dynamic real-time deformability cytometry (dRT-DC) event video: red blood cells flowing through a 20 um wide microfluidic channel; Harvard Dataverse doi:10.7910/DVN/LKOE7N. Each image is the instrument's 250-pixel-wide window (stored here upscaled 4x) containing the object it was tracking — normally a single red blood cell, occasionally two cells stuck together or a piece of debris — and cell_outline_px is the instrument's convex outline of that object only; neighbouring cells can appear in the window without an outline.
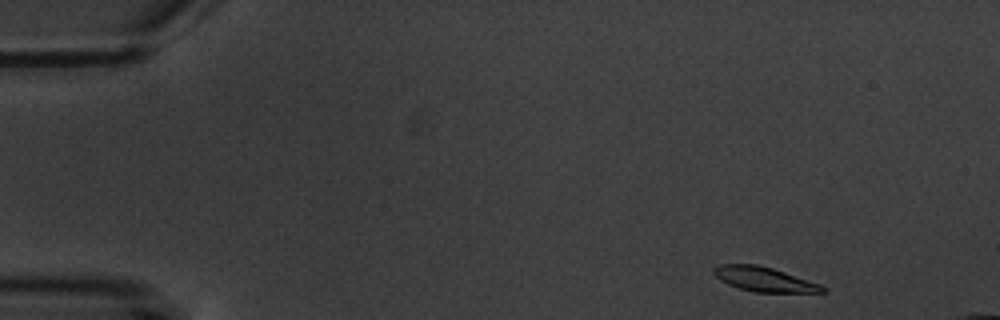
{"species": "common noctule bat (a hibernating species)", "species_latin": "Nyctalus noctula", "temperature_condition": "warm", "stored_images_in_passage": 4, "camera_frame_rate_fps": 3000, "um_per_image_px": 0.085, "animal": {"sex": "male", "body_mass_g": 20.1, "forearm_length_mm": 53.5}, "frame": {"image": 1, "passage_image": 1, "time_ms": 0.0, "image_size_px": [1000, 320], "cell_outline_px": [[828, 292], [756, 292], [740, 288], [728, 284], [720, 280], [712, 272], [712, 268], [720, 264], [756, 264], [772, 268], [820, 284]], "centroid_in_image_um": [64.91, 23.73], "position_along_channel_um": 20.1, "area_um2": 15.32}}